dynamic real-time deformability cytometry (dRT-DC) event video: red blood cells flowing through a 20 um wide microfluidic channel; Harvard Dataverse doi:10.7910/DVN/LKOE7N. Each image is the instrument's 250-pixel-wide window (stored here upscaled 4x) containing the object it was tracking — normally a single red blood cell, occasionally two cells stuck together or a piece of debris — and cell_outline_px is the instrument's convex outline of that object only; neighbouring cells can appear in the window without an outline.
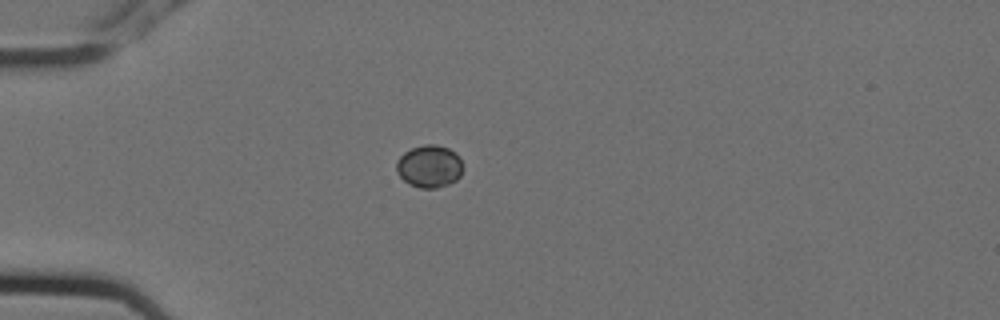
{"species": "Egyptian fruit bat (a non-hibernating species)", "species_latin": "Rousettus aegyptiacus", "temperature_condition": "cold", "stored_images_in_passage": 5, "camera_frame_rate_fps": 3000, "um_per_image_px": 0.085, "animal": {"sex": "female"}, "frame": {"image": 1, "passage_image": 1, "time_ms": 0.0, "image_size_px": [1000, 320], "cell_outline_px": [[464, 168], [460, 176], [456, 180], [448, 184], [436, 188], [420, 188], [408, 184], [396, 172], [396, 160], [404, 152], [412, 148], [424, 144], [436, 144], [448, 148], [456, 152], [460, 156]], "centroid_in_image_um": [36.51, 14.13], "position_along_channel_um": 48.5, "area_um2": 16.76}}
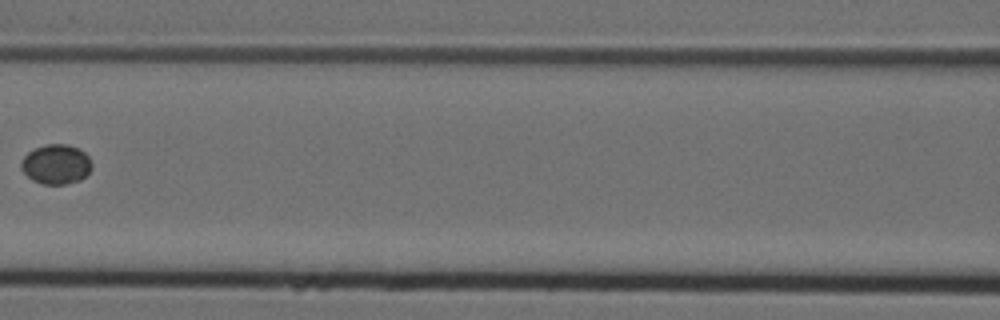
{"frame": {"image": 2, "passage_image": 4, "time_ms": 1.0, "image_size_px": [1000, 320], "cell_outline_px": [[92, 168], [80, 180], [64, 184], [44, 184], [32, 180], [20, 168], [20, 160], [28, 152], [44, 144], [68, 144], [80, 148], [88, 156], [92, 164]], "centroid_in_image_um": [4.76, 13.95], "position_along_channel_um": 161.8, "area_um2": 16.42}}
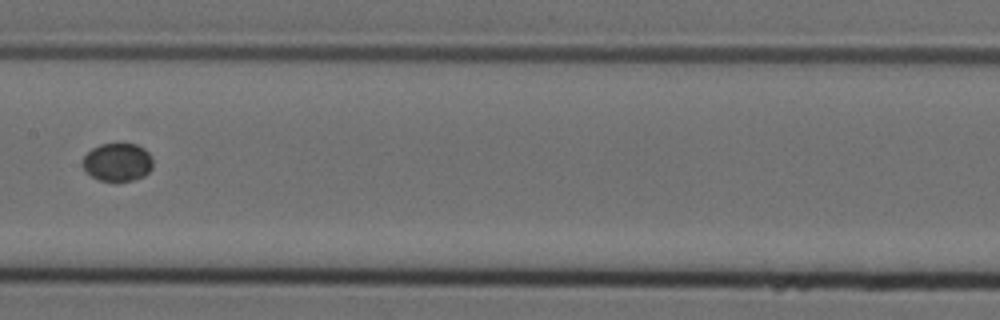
{"frame": {"image": 3, "passage_image": 5, "time_ms": 1.333, "image_size_px": [1000, 320], "cell_outline_px": [[152, 168], [144, 176], [132, 180], [100, 180], [92, 176], [80, 164], [80, 160], [92, 148], [100, 144], [120, 140], [136, 144], [144, 148], [152, 156]], "centroid_in_image_um": [9.98, 13.71], "position_along_channel_um": 197.4, "area_um2": 16.07}}